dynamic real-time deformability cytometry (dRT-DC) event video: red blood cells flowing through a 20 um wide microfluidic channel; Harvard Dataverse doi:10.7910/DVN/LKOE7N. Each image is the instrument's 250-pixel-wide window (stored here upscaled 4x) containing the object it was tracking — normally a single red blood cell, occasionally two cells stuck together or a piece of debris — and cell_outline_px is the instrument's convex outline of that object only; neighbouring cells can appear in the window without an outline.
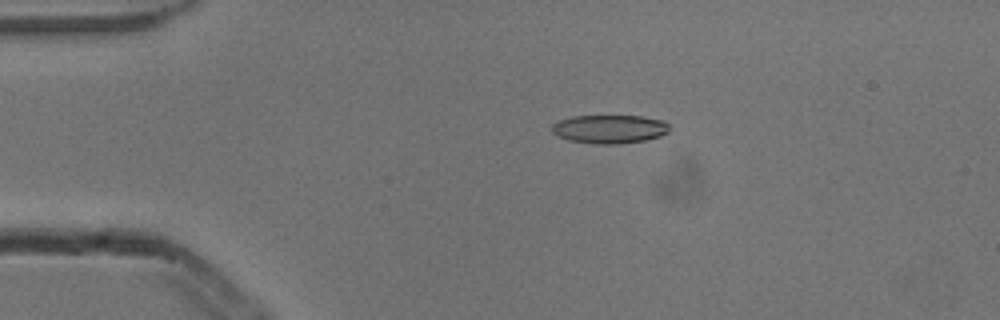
{"species": "common noctule bat (a hibernating species)", "species_latin": "Nyctalus noctula", "temperature_condition": "cold", "stored_images_in_passage": 4, "camera_frame_rate_fps": 3000, "um_per_image_px": 0.085, "animal": {"sex": "male", "body_mass_g": 13.3}, "frame": {"image": 1, "passage_image": 3, "time_ms": 0.667, "image_size_px": [1000, 320], "cell_outline_px": [[672, 128], [668, 132], [660, 136], [644, 140], [620, 144], [596, 144], [568, 140], [556, 136], [552, 132], [552, 124], [560, 120], [572, 116], [640, 116], [664, 120]], "centroid_in_image_um": [51.82, 10.97], "position_along_channel_um": 33.2, "area_um2": 19.71}}